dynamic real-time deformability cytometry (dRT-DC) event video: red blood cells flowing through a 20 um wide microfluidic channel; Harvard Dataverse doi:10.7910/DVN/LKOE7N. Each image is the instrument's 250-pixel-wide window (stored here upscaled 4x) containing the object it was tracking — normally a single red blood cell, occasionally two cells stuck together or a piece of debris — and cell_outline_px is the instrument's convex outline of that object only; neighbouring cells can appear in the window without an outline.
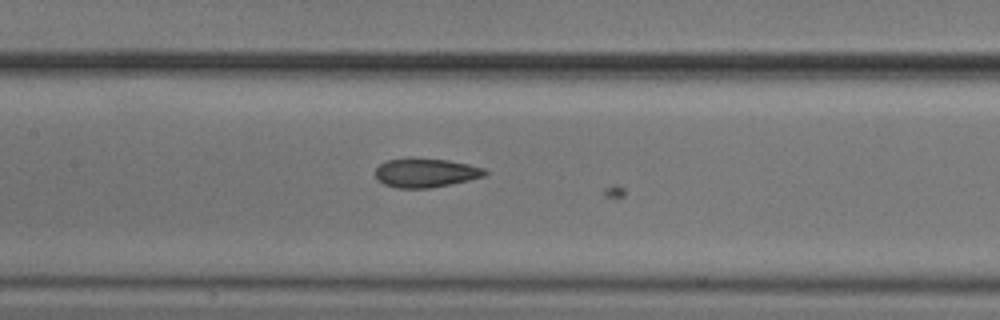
{"species": "common noctule bat (a hibernating species)", "species_latin": "Nyctalus noctula", "temperature_condition": "cold", "stored_images_in_passage": 29, "camera_frame_rate_fps": 3000, "um_per_image_px": 0.085, "animal": {"sex": "male", "body_mass_g": 20.5, "forearm_length_mm": 52.5}, "frame": {"image": 1, "passage_image": 28, "time_ms": 9.0, "image_size_px": [1000, 320], "cell_outline_px": [[488, 172], [484, 176], [468, 180], [428, 188], [396, 188], [384, 184], [376, 180], [376, 168], [380, 164], [388, 160], [408, 156], [412, 156], [448, 160], [468, 164], [484, 168]], "centroid_in_image_um": [36.13, 14.66], "position_along_channel_um": 171.3, "area_um2": 18.79}}